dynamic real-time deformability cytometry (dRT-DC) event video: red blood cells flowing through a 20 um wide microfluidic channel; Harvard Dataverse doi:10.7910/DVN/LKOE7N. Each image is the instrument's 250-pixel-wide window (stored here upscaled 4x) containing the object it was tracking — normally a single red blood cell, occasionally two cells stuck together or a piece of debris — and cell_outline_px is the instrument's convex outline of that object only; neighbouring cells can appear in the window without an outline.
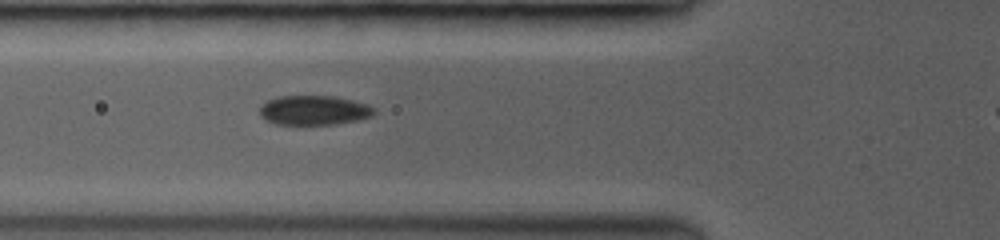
{"species": "common noctule bat (a hibernating species)", "species_latin": "Nyctalus noctula", "temperature_condition": "room temperature", "stored_images_in_passage": 2, "camera_frame_rate_fps": 3500, "um_per_image_px": 0.085, "animal": {"sex": "female", "body_mass_g": 19.0, "forearm_length_mm": 53.3}, "frame": {"image": 1, "passage_image": 2, "time_ms": 0.286, "image_size_px": [1000, 240], "cell_outline_px": [[376, 108], [372, 116], [356, 120], [336, 124], [276, 124], [260, 116], [260, 108], [268, 100], [280, 96], [332, 96], [364, 104]], "centroid_in_image_um": [26.67, 9.38], "position_along_channel_um": 99.1, "area_um2": 19.25}}